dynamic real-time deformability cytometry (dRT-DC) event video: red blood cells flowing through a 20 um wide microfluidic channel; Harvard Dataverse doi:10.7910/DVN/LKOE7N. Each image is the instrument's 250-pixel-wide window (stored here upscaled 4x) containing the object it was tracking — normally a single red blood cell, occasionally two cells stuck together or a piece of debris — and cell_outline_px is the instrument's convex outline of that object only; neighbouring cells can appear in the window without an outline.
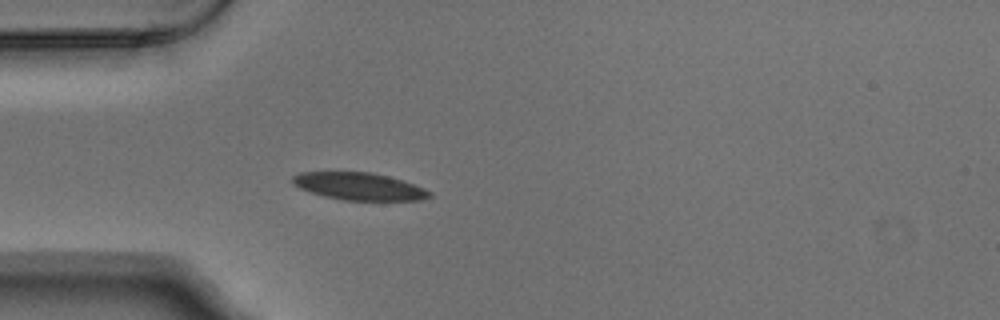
{"species": "Egyptian fruit bat (a non-hibernating species)", "species_latin": "Rousettus aegyptiacus", "temperature_condition": "warm", "stored_images_in_passage": 4, "camera_frame_rate_fps": 3000, "um_per_image_px": 0.085, "animal": {"sex": "male"}, "frame": {"image": 1, "passage_image": 4, "time_ms": 1.0, "image_size_px": [1000, 320], "cell_outline_px": [[432, 196], [420, 200], [344, 200], [324, 196], [300, 188], [292, 184], [292, 176], [300, 172], [372, 172], [388, 176], [424, 188], [432, 192]], "centroid_in_image_um": [30.51, 15.84], "position_along_channel_um": 54.5, "area_um2": 21.68}}